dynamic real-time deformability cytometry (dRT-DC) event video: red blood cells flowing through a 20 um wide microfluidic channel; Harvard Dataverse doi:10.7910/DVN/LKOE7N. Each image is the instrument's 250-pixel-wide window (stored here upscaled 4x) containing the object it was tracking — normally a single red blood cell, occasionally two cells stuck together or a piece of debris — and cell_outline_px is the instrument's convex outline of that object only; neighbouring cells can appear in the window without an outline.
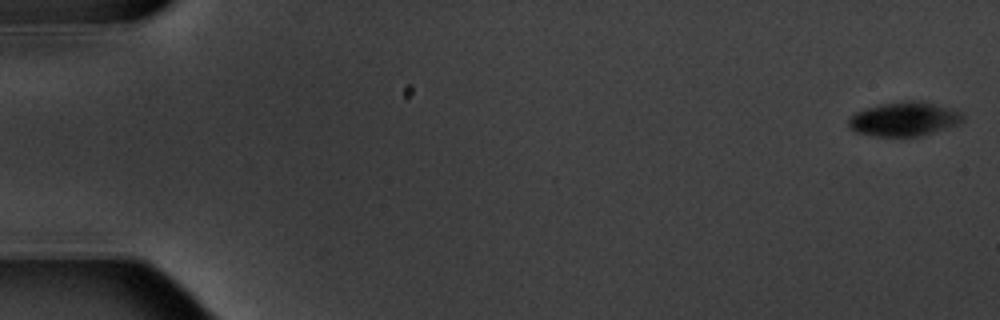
{"species": "common noctule bat (a hibernating species)", "species_latin": "Nyctalus noctula", "temperature_condition": "warm", "stored_images_in_passage": 5, "camera_frame_rate_fps": 3000, "um_per_image_px": 0.085, "animal": {"sex": "male", "body_mass_g": 20.1, "forearm_length_mm": 53.5}, "frame": {"image": 1, "passage_image": 1, "time_ms": 0.0, "image_size_px": [1000, 320], "cell_outline_px": [[964, 120], [960, 124], [920, 136], [876, 136], [856, 132], [848, 128], [848, 116], [864, 108], [880, 104], [912, 100], [916, 100], [964, 112]], "centroid_in_image_um": [76.83, 10.12], "position_along_channel_um": 8.2, "area_um2": 22.77}}
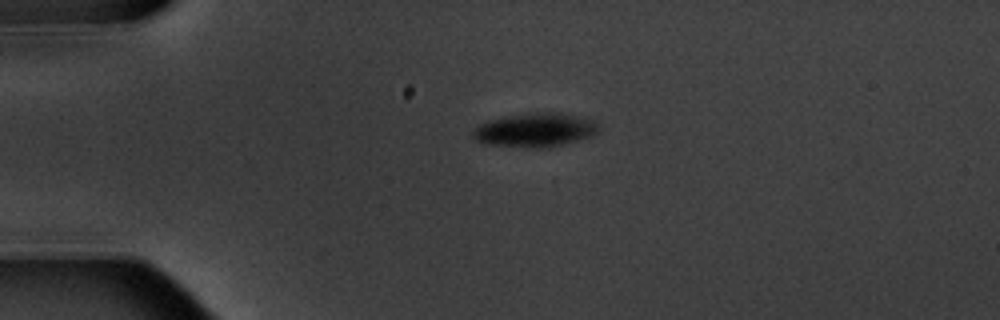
{"frame": {"image": 2, "passage_image": 4, "time_ms": 4.333, "image_size_px": [1000, 320], "cell_outline_px": [[600, 128], [592, 136], [564, 144], [548, 148], [520, 148], [484, 144], [476, 140], [472, 136], [472, 132], [480, 124], [488, 120], [536, 112], [560, 112], [592, 120]], "centroid_in_image_um": [45.46, 11.08], "position_along_channel_um": 39.5, "area_um2": 24.85}}